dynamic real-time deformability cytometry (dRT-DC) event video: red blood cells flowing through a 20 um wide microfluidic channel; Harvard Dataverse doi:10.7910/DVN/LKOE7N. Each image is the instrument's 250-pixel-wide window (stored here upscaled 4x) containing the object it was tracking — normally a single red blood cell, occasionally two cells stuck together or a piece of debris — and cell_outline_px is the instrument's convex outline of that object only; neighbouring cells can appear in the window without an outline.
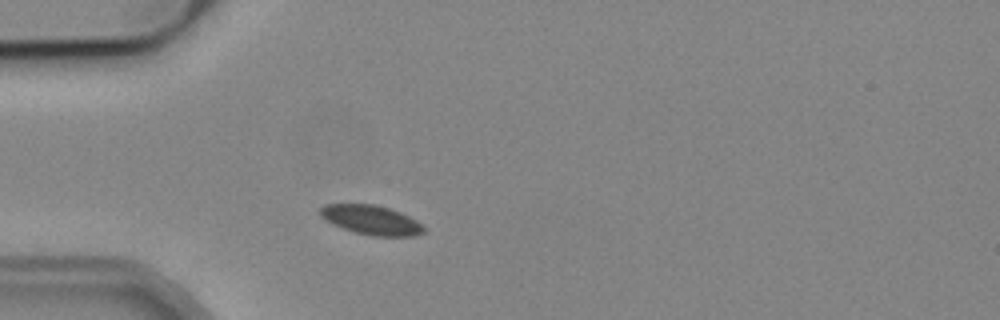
{"species": "common noctule bat (a hibernating species)", "species_latin": "Nyctalus noctula", "temperature_condition": "cold", "stored_images_in_passage": 23, "camera_frame_rate_fps": 3000, "um_per_image_px": 0.085, "animal": {"sex": "male", "body_mass_g": 19.2, "forearm_length_mm": 51.8}, "frame": {"image": 1, "passage_image": 5, "time_ms": 1.333, "image_size_px": [1000, 320], "cell_outline_px": [[424, 232], [416, 236], [372, 236], [356, 232], [332, 224], [324, 220], [320, 216], [320, 208], [324, 204], [372, 204], [388, 208], [400, 212], [416, 220], [424, 228]], "centroid_in_image_um": [31.53, 18.7], "position_along_channel_um": 53.5, "area_um2": 17.63}}
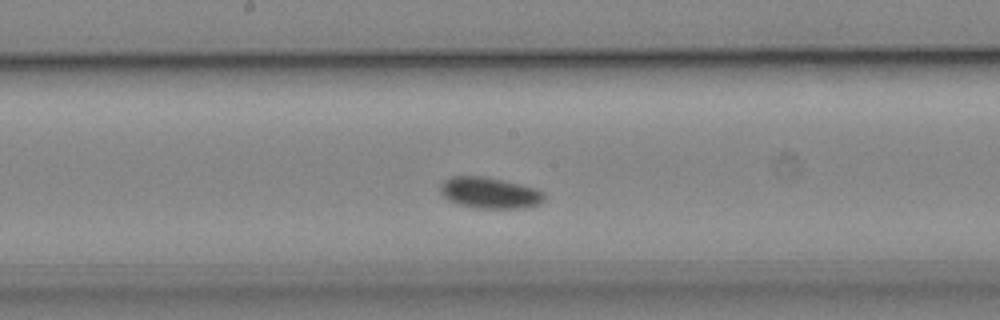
{"frame": {"image": 2, "passage_image": 18, "time_ms": 5.667, "image_size_px": [1000, 320], "cell_outline_px": [[544, 200], [540, 204], [524, 208], [476, 208], [460, 204], [444, 196], [440, 192], [440, 184], [444, 180], [452, 176], [484, 176], [532, 188], [544, 192]], "centroid_in_image_um": [41.61, 16.4], "position_along_channel_um": 206.6, "area_um2": 18.5}}
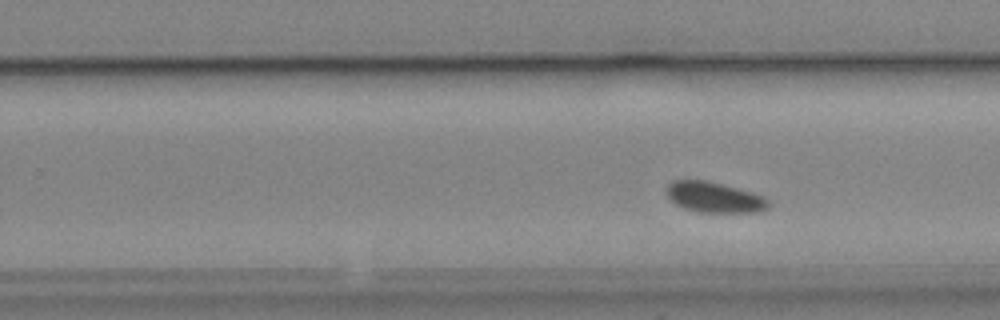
{"frame": {"image": 3, "passage_image": 23, "time_ms": 7.333, "image_size_px": [1000, 320], "cell_outline_px": [[768, 208], [756, 212], [700, 212], [684, 208], [676, 204], [668, 196], [668, 184], [672, 180], [704, 180], [736, 188], [764, 196], [768, 200]], "centroid_in_image_um": [60.71, 16.77], "position_along_channel_um": 269.1, "area_um2": 17.74}}